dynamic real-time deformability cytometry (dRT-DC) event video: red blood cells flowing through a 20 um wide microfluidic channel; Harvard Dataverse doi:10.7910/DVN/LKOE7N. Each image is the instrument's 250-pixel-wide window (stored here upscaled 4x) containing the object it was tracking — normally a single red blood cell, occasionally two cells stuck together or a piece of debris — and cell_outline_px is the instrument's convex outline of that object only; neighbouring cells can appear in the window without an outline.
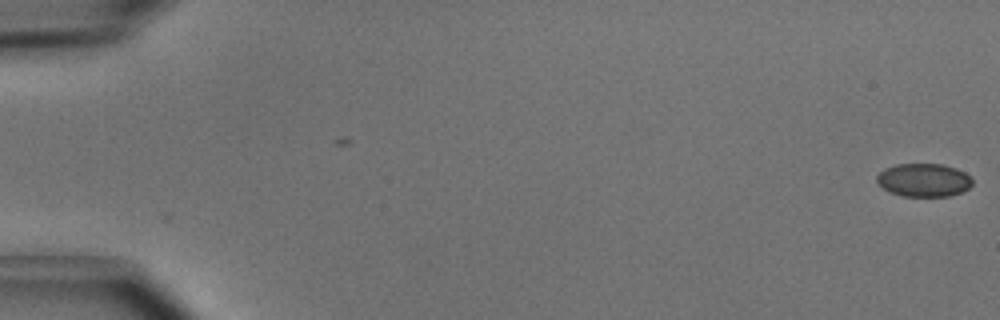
{"species": "common noctule bat (a hibernating species)", "species_latin": "Nyctalus noctula", "temperature_condition": "cold", "stored_images_in_passage": 2, "camera_frame_rate_fps": 3000, "um_per_image_px": 0.085, "animal": {"sex": "male", "body_mass_g": 15.6}, "frame": {"image": 1, "passage_image": 2, "time_ms": 0.333, "image_size_px": [1000, 320], "cell_outline_px": [[972, 184], [968, 188], [960, 192], [948, 196], [904, 196], [888, 192], [876, 180], [876, 176], [884, 168], [896, 164], [944, 164], [956, 168], [964, 172], [972, 180]], "centroid_in_image_um": [78.49, 15.3], "position_along_channel_um": 6.5, "area_um2": 18.44}}